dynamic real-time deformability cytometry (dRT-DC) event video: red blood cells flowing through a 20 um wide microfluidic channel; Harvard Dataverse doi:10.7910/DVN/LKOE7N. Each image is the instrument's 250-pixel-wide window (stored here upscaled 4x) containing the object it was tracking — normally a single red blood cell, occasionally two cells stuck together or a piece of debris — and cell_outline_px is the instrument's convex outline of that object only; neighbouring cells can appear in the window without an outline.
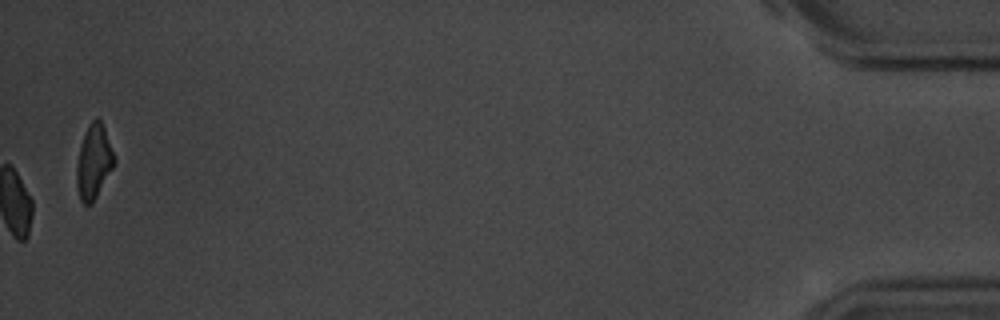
{"species": "common noctule bat (a hibernating species)", "species_latin": "Nyctalus noctula", "temperature_condition": "room temperature", "stored_images_in_passage": 14, "camera_frame_rate_fps": 3000, "um_per_image_px": 0.085, "animal": {"sex": "male", "body_mass_g": 20.1, "forearm_length_mm": 53.5}, "frame": {"image": 1, "passage_image": 14, "time_ms": 17.0, "image_size_px": [1000, 320], "cell_outline_px": [[116, 160], [112, 168], [92, 204], [84, 204], [80, 200], [76, 188], [76, 168], [80, 144], [88, 124], [96, 116], [100, 120], [104, 128]], "centroid_in_image_um": [7.94, 13.75], "position_along_channel_um": 427.3, "area_um2": 16.18}, "authors_computed_cell_mechanics": {"area_um2": 16.1262, "velocity_mm_per_s": 3.6559, "shape_relaxation_time_tau1_ms": null, "shape_relaxation_time_tau2_ms": 3.7255, "deformation_change_tau1": null, "deformation_change_tau2": 0.1219}}